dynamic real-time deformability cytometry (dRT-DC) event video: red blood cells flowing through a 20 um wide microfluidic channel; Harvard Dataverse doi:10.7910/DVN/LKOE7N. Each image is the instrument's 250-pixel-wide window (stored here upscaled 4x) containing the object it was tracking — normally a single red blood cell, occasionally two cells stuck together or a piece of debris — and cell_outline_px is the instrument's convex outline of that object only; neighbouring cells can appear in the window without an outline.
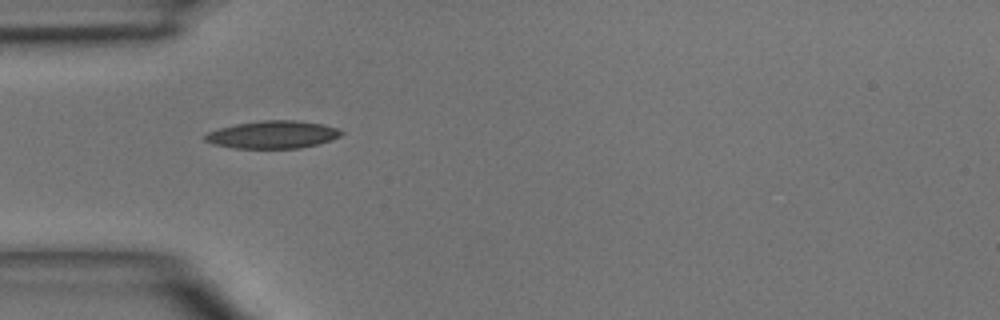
{"species": "common noctule bat (a hibernating species)", "species_latin": "Nyctalus noctula", "temperature_condition": "room temperature", "stored_images_in_passage": 4, "camera_frame_rate_fps": 3000, "um_per_image_px": 0.085, "animal": {"sex": "male", "body_mass_g": 15.6}, "frame": {"image": 1, "passage_image": 1, "time_ms": 0.0, "image_size_px": [1000, 320], "cell_outline_px": [[344, 132], [340, 136], [332, 140], [300, 148], [232, 148], [212, 144], [204, 140], [204, 136], [208, 132], [220, 128], [236, 124], [264, 120], [292, 120], [320, 124], [336, 128]], "centroid_in_image_um": [23.15, 11.45], "position_along_channel_um": 61.8, "area_um2": 21.73}}
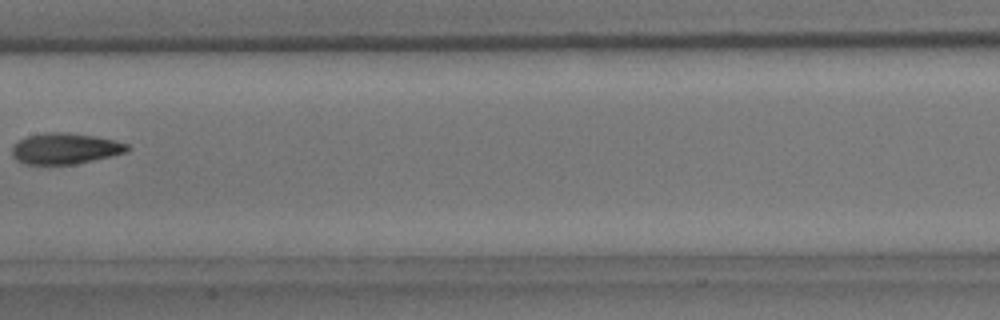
{"frame": {"image": 2, "passage_image": 4, "time_ms": 3.333, "image_size_px": [1000, 320], "cell_outline_px": [[132, 148], [128, 152], [76, 164], [24, 164], [16, 160], [12, 156], [12, 148], [20, 140], [28, 136], [44, 132], [64, 132], [92, 136], [112, 140], [128, 144]], "centroid_in_image_um": [5.54, 12.64], "position_along_channel_um": 201.9, "area_um2": 20.69}}